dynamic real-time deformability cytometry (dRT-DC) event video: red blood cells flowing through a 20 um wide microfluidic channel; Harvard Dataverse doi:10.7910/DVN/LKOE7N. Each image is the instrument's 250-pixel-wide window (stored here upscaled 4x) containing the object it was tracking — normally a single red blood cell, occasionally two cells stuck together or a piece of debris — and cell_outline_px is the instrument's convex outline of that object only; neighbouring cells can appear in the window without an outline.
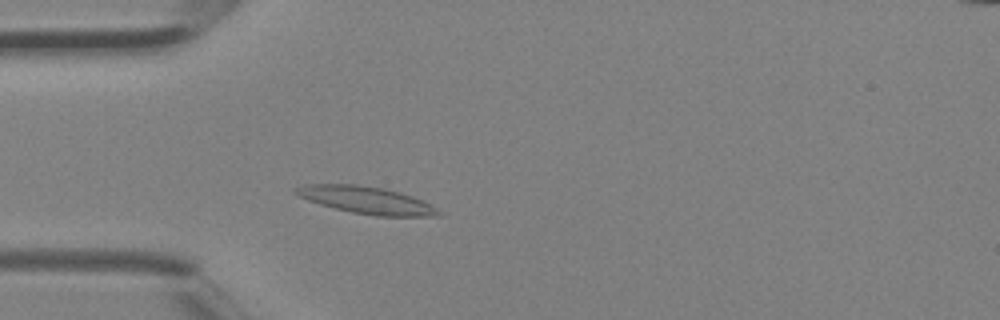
{"species": "Egyptian fruit bat (a non-hibernating species)", "species_latin": "Rousettus aegyptiacus", "temperature_condition": "room temperature", "stored_images_in_passage": 3, "camera_frame_rate_fps": 3000, "um_per_image_px": 0.085, "animal": {"sex": "female"}, "frame": {"image": 1, "passage_image": 3, "time_ms": 0.667, "image_size_px": [1000, 320], "cell_outline_px": [[444, 216], [376, 216], [352, 212], [320, 204], [308, 200], [292, 192], [292, 188], [300, 184], [356, 184], [384, 188], [400, 192], [412, 196], [436, 208]], "centroid_in_image_um": [31.09, 17.0], "position_along_channel_um": 53.9, "area_um2": 22.6}}